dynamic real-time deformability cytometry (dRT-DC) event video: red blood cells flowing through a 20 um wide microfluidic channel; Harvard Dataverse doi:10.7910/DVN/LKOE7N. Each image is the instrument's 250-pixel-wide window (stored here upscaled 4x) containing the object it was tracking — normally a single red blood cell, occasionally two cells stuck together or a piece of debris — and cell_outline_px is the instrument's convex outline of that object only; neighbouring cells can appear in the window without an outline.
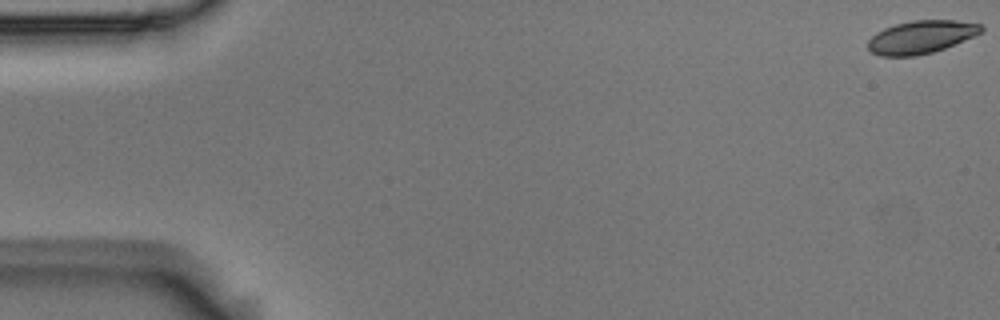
{"species": "Egyptian fruit bat (a non-hibernating species)", "species_latin": "Rousettus aegyptiacus", "temperature_condition": "room temperature", "stored_images_in_passage": 4, "camera_frame_rate_fps": 3000, "um_per_image_px": 0.085, "animal": {"sex": "male"}, "frame": {"image": 1, "passage_image": 1, "time_ms": 0.0, "image_size_px": [1000, 320], "cell_outline_px": [[984, 28], [980, 32], [972, 36], [944, 48], [932, 52], [916, 56], [880, 56], [872, 52], [868, 48], [868, 40], [876, 32], [884, 28], [896, 24], [912, 20], [956, 20], [980, 24]], "centroid_in_image_um": [78.25, 3.14], "position_along_channel_um": 6.8, "area_um2": 21.5}}